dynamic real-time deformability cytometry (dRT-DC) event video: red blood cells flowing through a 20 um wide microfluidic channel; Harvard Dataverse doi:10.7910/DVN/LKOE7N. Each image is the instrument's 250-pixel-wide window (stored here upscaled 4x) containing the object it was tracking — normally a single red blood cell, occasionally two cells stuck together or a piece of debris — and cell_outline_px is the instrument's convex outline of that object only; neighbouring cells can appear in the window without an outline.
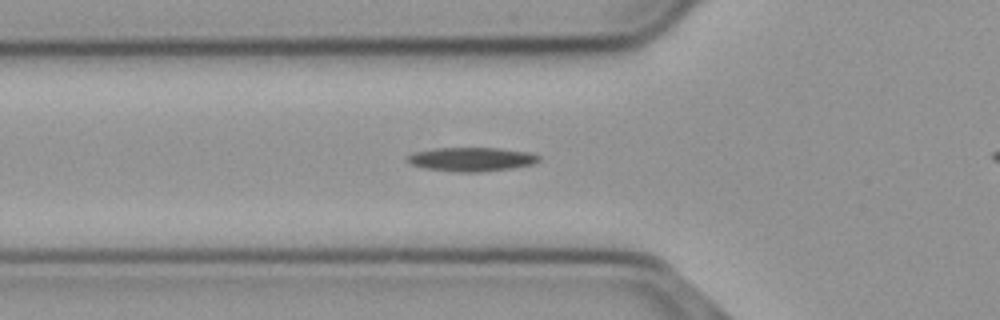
{"species": "common noctule bat (a hibernating species)", "species_latin": "Nyctalus noctula", "temperature_condition": "cold", "stored_images_in_passage": 32, "camera_frame_rate_fps": 3000, "um_per_image_px": 0.085, "animal": {"sex": "male", "body_mass_g": 23.1, "forearm_length_mm": 52.7}, "frame": {"image": 1, "passage_image": 3, "time_ms": 0.667, "image_size_px": [1000, 320], "cell_outline_px": [[540, 160], [532, 164], [516, 168], [480, 172], [456, 172], [424, 168], [412, 164], [408, 160], [408, 156], [416, 152], [436, 148], [500, 148], [528, 152], [540, 156]], "centroid_in_image_um": [40.13, 13.54], "position_along_channel_um": 85.7, "area_um2": 18.26}}
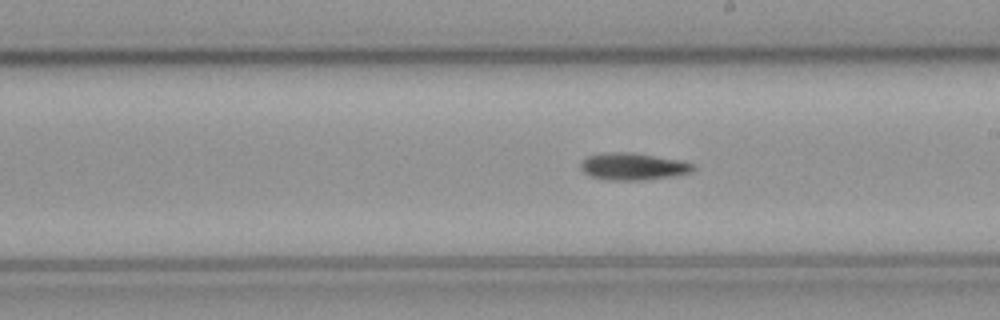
{"frame": {"image": 2, "passage_image": 15, "time_ms": 4.667, "image_size_px": [1000, 320], "cell_outline_px": [[696, 168], [692, 172], [672, 176], [644, 180], [608, 180], [592, 176], [584, 172], [580, 164], [588, 156], [628, 152], [652, 156], [692, 164]], "centroid_in_image_um": [53.81, 14.18], "position_along_channel_um": 235.2, "area_um2": 16.88}}
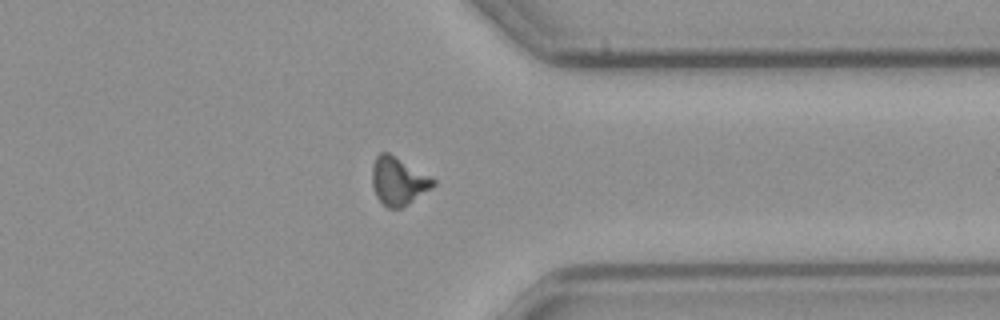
{"frame": {"image": 3, "passage_image": 27, "time_ms": 8.667, "image_size_px": [1000, 320], "cell_outline_px": [[436, 184], [432, 188], [400, 208], [388, 208], [376, 196], [372, 184], [372, 168], [376, 156], [380, 152], [388, 152], [436, 180]], "centroid_in_image_um": [33.84, 15.38], "position_along_channel_um": 377.6, "area_um2": 16.7}}